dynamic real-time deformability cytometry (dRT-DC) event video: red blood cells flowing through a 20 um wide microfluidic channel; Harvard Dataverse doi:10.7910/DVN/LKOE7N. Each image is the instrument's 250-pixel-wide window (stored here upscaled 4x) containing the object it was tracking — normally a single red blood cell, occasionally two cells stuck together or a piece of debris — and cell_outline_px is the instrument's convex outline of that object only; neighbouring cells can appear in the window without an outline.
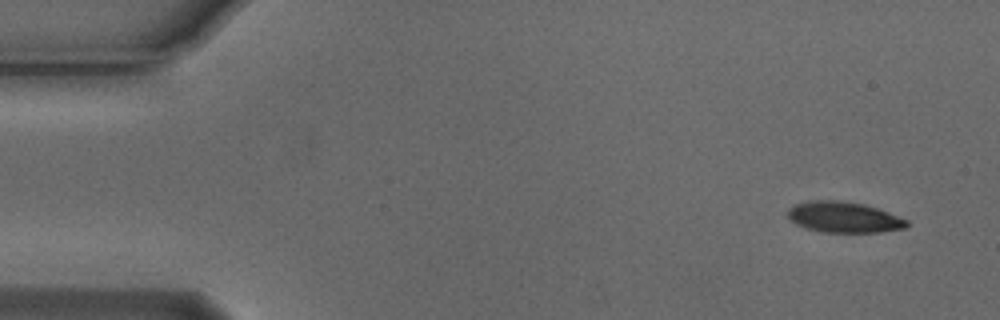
{"species": "Egyptian fruit bat (a non-hibernating species)", "species_latin": "Rousettus aegyptiacus", "temperature_condition": "cold", "stored_images_in_passage": 5, "camera_frame_rate_fps": 3000, "um_per_image_px": 0.085, "animal": {"sex": "male"}, "frame": {"image": 1, "passage_image": 1, "time_ms": 0.0, "image_size_px": [1000, 320], "cell_outline_px": [[908, 228], [880, 232], [820, 232], [796, 224], [788, 220], [788, 208], [796, 204], [816, 200], [836, 200], [864, 204], [888, 212], [908, 220]], "centroid_in_image_um": [71.73, 18.47], "position_along_channel_um": 13.3, "area_um2": 21.33}}
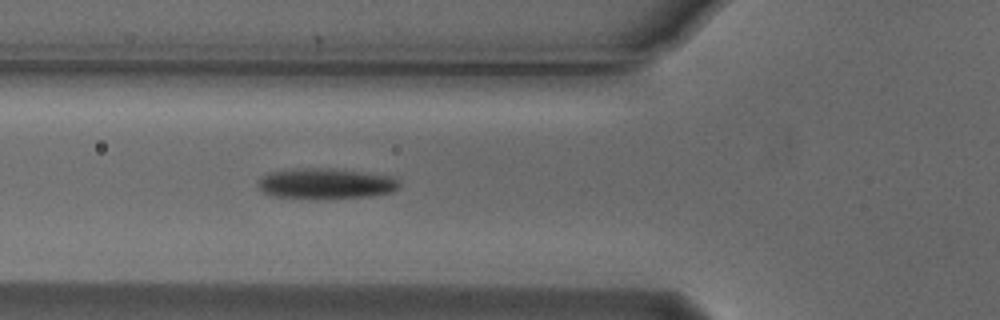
{"frame": {"image": 2, "passage_image": 5, "time_ms": 1.333, "image_size_px": [1000, 320], "cell_outline_px": [[400, 188], [392, 192], [368, 196], [272, 196], [260, 192], [256, 184], [260, 176], [272, 172], [304, 168], [320, 168], [392, 176], [400, 180]], "centroid_in_image_um": [27.67, 15.58], "position_along_channel_um": 98.1, "area_um2": 24.04}}